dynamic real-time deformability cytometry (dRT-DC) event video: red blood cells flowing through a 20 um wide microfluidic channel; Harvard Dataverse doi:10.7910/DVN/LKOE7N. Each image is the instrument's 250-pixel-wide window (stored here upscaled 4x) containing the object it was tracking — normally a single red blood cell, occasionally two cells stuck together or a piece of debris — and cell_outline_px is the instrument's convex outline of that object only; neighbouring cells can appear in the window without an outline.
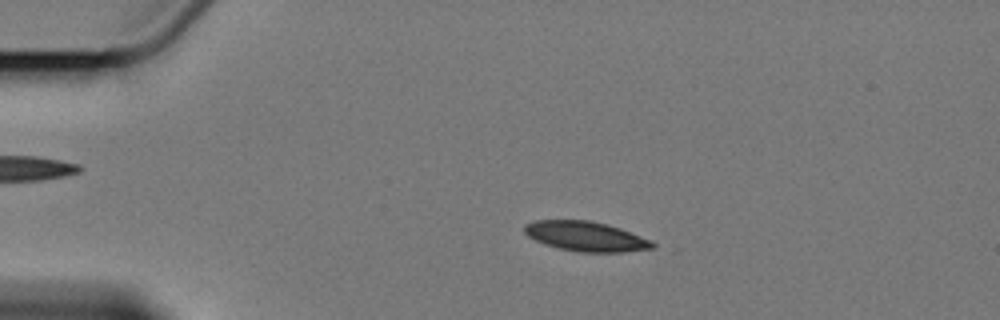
{"species": "Egyptian fruit bat (a non-hibernating species)", "species_latin": "Rousettus aegyptiacus", "temperature_condition": "cold", "stored_images_in_passage": 8, "camera_frame_rate_fps": 3000, "um_per_image_px": 0.085, "animal": {"sex": "female"}, "frame": {"image": 1, "passage_image": 3, "time_ms": 2.333, "image_size_px": [1000, 320], "cell_outline_px": [[656, 244], [652, 248], [624, 252], [576, 252], [544, 244], [528, 236], [524, 232], [524, 224], [536, 220], [588, 220], [608, 224], [620, 228], [648, 240]], "centroid_in_image_um": [49.75, 20.08], "position_along_channel_um": 35.3, "area_um2": 22.02}}
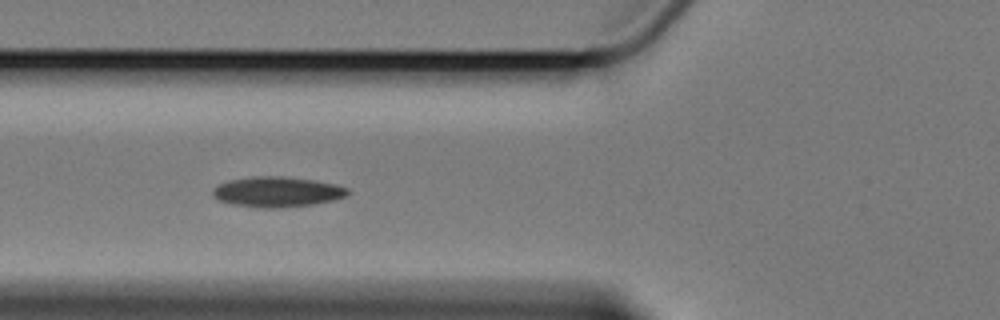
{"frame": {"image": 2, "passage_image": 6, "time_ms": 5.667, "image_size_px": [1000, 320], "cell_outline_px": [[352, 192], [348, 196], [332, 200], [312, 204], [280, 208], [260, 208], [232, 204], [220, 200], [212, 196], [212, 188], [228, 180], [252, 176], [284, 176], [316, 180], [336, 184], [348, 188]], "centroid_in_image_um": [23.58, 16.3], "position_along_channel_um": 102.2, "area_um2": 24.1}}
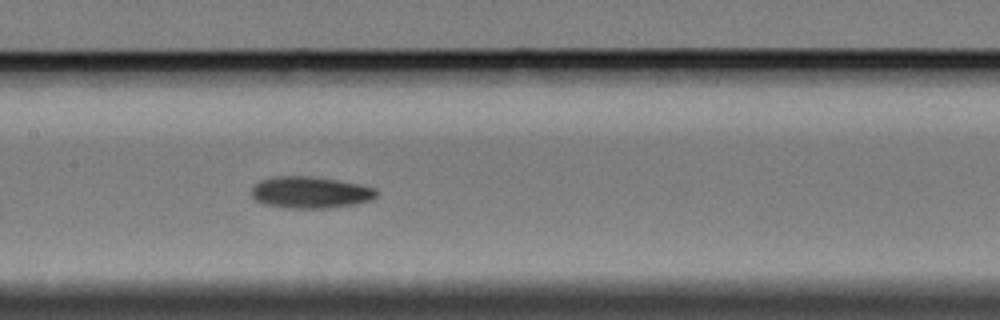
{"frame": {"image": 3, "passage_image": 8, "time_ms": 8.0, "image_size_px": [1000, 320], "cell_outline_px": [[380, 192], [372, 200], [356, 204], [328, 208], [284, 208], [260, 204], [252, 196], [252, 188], [260, 180], [276, 176], [312, 176], [360, 184], [376, 188]], "centroid_in_image_um": [26.39, 16.36], "position_along_channel_um": 181.0, "area_um2": 23.35}}